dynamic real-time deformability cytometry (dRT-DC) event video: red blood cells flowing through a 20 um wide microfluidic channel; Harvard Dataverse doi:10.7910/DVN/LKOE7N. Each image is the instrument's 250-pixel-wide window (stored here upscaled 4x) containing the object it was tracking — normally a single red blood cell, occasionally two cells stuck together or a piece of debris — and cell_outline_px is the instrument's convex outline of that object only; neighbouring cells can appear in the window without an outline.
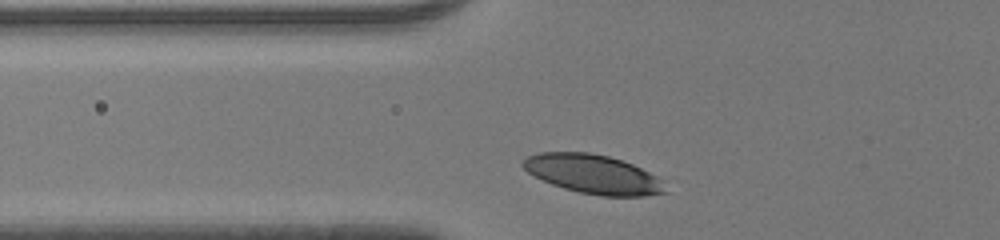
{"species": "human", "species_latin": "Homo sapiens", "temperature_condition": "room temperature", "stored_images_in_passage": 31, "camera_frame_rate_fps": 3000, "um_per_image_px": 0.085, "donor": {"sex": "male"}, "frame": {"image": 1, "passage_image": 7, "time_ms": 2.0, "image_size_px": [1000, 240], "cell_outline_px": [[668, 192], [644, 196], [600, 196], [580, 192], [564, 188], [552, 184], [528, 172], [520, 164], [528, 156], [540, 152], [592, 152], [608, 156], [632, 164], [664, 180]], "centroid_in_image_um": [50.45, 14.8], "position_along_channel_um": 75.3, "area_um2": 32.25}}
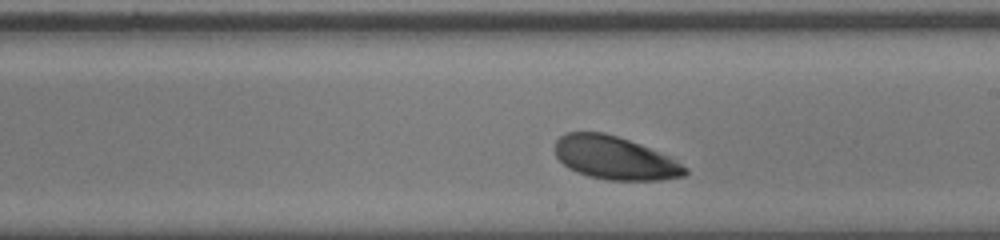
{"frame": {"image": 2, "passage_image": 19, "time_ms": 6.0, "image_size_px": [1000, 240], "cell_outline_px": [[688, 172], [684, 176], [660, 180], [608, 180], [588, 176], [576, 172], [568, 168], [556, 156], [556, 140], [560, 136], [568, 132], [604, 132], [640, 144], [668, 156], [688, 168]], "centroid_in_image_um": [52.25, 13.43], "position_along_channel_um": 236.7, "area_um2": 32.48}}
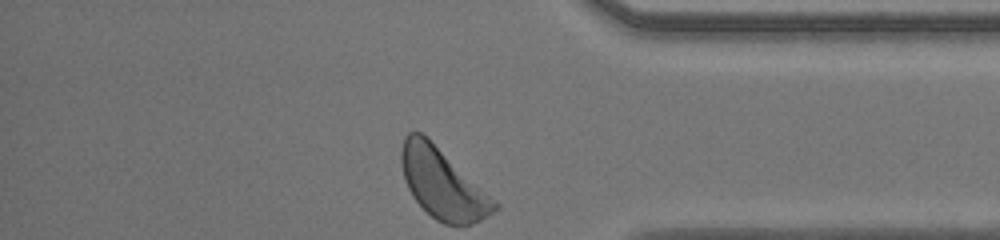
{"frame": {"image": 3, "passage_image": 31, "time_ms": 10.0, "image_size_px": [1000, 240], "cell_outline_px": [[500, 208], [480, 220], [472, 224], [444, 224], [436, 220], [412, 196], [408, 188], [404, 176], [400, 160], [400, 152], [404, 136], [408, 132], [420, 132], [496, 200], [500, 204]], "centroid_in_image_um": [37.62, 15.63], "position_along_channel_um": 397.6, "area_um2": 37.17}, "authors_computed_cell_mechanics": {"area_um2": 33.6396, "velocity_mm_per_s": 4.1859, "shape_relaxation_time_tau1_ms": 1.0359, "shape_relaxation_time_tau2_ms": null, "deformation_change_tau1": 0.0767, "deformation_change_tau2": null}}